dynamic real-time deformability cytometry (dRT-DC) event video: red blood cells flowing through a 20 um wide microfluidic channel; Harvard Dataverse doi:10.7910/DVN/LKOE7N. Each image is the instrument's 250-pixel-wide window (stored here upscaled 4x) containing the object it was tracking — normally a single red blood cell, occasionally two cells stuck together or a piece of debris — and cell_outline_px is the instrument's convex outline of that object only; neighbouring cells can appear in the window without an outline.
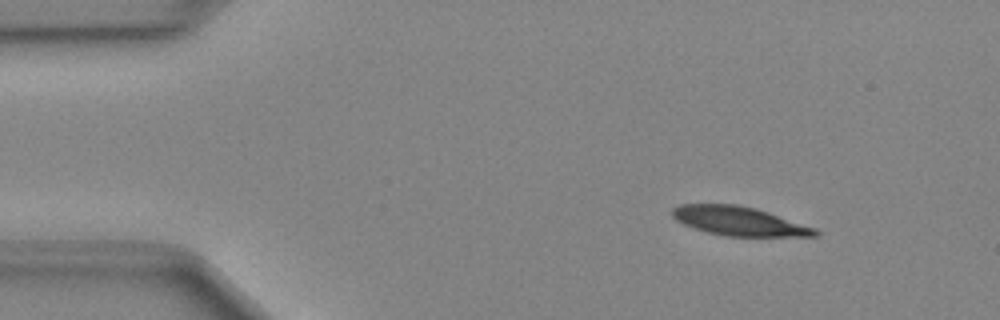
{"species": "Egyptian fruit bat (a non-hibernating species)", "species_latin": "Rousettus aegyptiacus", "temperature_condition": "cold", "stored_images_in_passage": 49, "camera_frame_rate_fps": 3000, "um_per_image_px": 0.085, "animal": {"sex": "female"}, "frame": {"image": 1, "passage_image": 6, "time_ms": 1.667, "image_size_px": [1000, 320], "cell_outline_px": [[820, 236], [728, 236], [708, 232], [684, 224], [676, 220], [672, 216], [672, 208], [680, 204], [736, 204], [756, 208], [816, 228], [820, 232]], "centroid_in_image_um": [62.84, 18.79], "position_along_channel_um": 22.2, "area_um2": 23.99}}
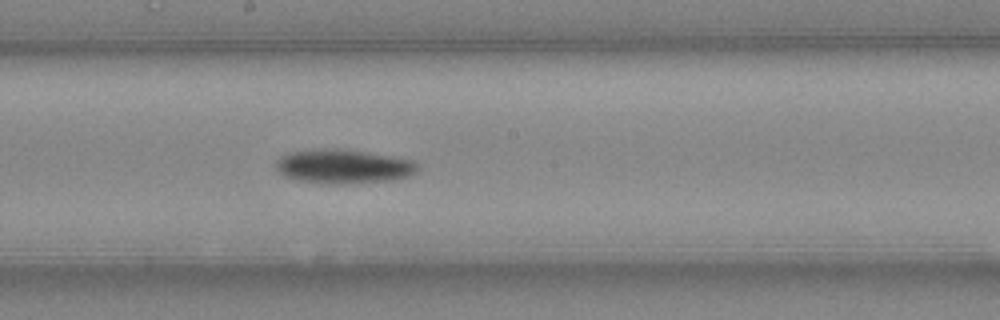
{"frame": {"image": 2, "passage_image": 26, "time_ms": 8.333, "image_size_px": [1000, 320], "cell_outline_px": [[420, 168], [416, 172], [408, 176], [392, 180], [340, 184], [328, 184], [300, 180], [284, 176], [276, 168], [276, 160], [280, 156], [288, 152], [320, 148], [340, 148], [392, 156], [412, 160]], "centroid_in_image_um": [29.17, 14.13], "position_along_channel_um": 219.0, "area_um2": 28.26}}
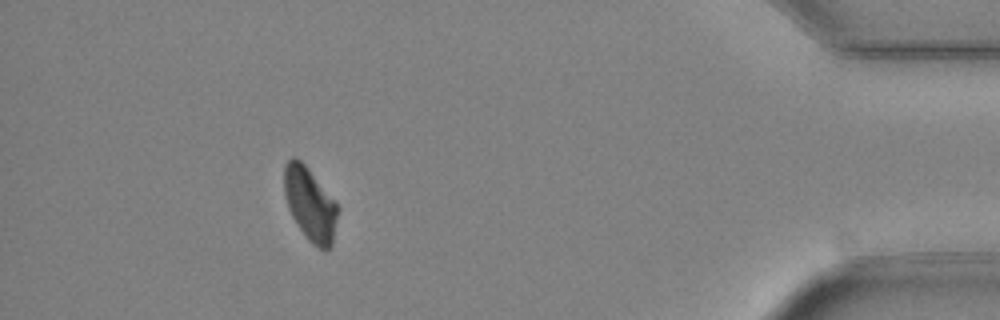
{"frame": {"image": 3, "passage_image": 44, "time_ms": 14.333, "image_size_px": [1000, 320], "cell_outline_px": [[340, 208], [332, 244], [328, 248], [320, 248], [312, 244], [308, 240], [292, 216], [288, 208], [284, 192], [284, 164], [292, 156], [296, 156], [304, 164], [336, 200]], "centroid_in_image_um": [26.37, 17.32], "position_along_channel_um": 408.8, "area_um2": 23.0}}